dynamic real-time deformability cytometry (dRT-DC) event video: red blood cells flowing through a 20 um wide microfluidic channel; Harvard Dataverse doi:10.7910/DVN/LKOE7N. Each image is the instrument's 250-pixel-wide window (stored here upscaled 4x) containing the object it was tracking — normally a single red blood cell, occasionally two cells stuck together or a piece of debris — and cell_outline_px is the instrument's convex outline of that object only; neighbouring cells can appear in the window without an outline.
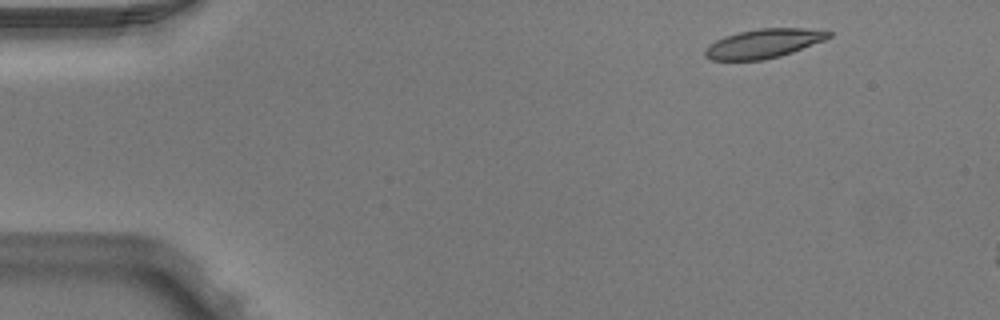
{"species": "Egyptian fruit bat (a non-hibernating species)", "species_latin": "Rousettus aegyptiacus", "temperature_condition": "warm", "stored_images_in_passage": 7, "camera_frame_rate_fps": 3000, "um_per_image_px": 0.085, "animal": {"sex": "male"}, "frame": {"image": 1, "passage_image": 1, "time_ms": 0.0, "image_size_px": [1000, 320], "cell_outline_px": [[832, 36], [824, 40], [792, 52], [780, 56], [764, 60], [712, 60], [704, 56], [704, 48], [708, 44], [724, 36], [740, 32], [760, 28], [804, 28], [832, 32]], "centroid_in_image_um": [64.86, 3.7], "position_along_channel_um": 20.1, "area_um2": 20.92}}